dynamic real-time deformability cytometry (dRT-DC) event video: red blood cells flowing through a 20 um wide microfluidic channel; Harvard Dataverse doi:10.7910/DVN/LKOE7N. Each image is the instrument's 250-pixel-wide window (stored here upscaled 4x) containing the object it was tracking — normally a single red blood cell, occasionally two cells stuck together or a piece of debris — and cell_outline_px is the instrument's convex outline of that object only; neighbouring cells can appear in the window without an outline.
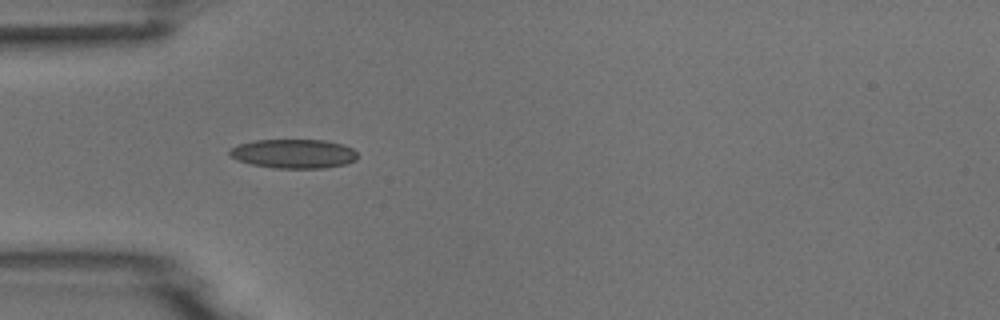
{"species": "common noctule bat (a hibernating species)", "species_latin": "Nyctalus noctula", "temperature_condition": "room temperature", "stored_images_in_passage": 3, "camera_frame_rate_fps": 3000, "um_per_image_px": 0.085, "animal": {"sex": "male", "body_mass_g": 18.8}, "frame": {"image": 1, "passage_image": 1, "time_ms": 0.0, "image_size_px": [1000, 320], "cell_outline_px": [[356, 160], [344, 164], [324, 168], [272, 168], [252, 164], [236, 160], [228, 152], [236, 144], [256, 140], [324, 140], [344, 144], [352, 148], [356, 152]], "centroid_in_image_um": [24.95, 13.06], "position_along_channel_um": 60.0, "area_um2": 21.73}}